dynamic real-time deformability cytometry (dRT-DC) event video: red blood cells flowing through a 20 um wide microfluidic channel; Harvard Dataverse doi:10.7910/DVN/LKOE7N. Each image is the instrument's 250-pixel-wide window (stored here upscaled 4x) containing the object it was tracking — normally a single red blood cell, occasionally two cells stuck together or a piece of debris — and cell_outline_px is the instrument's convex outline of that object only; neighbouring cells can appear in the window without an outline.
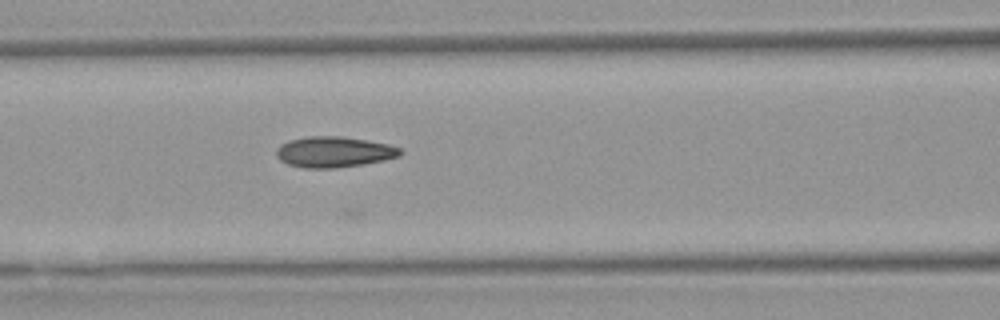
{"species": "Egyptian fruit bat (a non-hibernating species)", "species_latin": "Rousettus aegyptiacus", "temperature_condition": "warm", "stored_images_in_passage": 19, "camera_frame_rate_fps": 3000, "um_per_image_px": 0.085, "animal": {"sex": "female"}, "frame": {"image": 1, "passage_image": 12, "time_ms": 3.667, "image_size_px": [1000, 320], "cell_outline_px": [[404, 152], [400, 156], [384, 160], [364, 164], [336, 168], [304, 168], [288, 164], [280, 160], [276, 156], [276, 148], [280, 144], [288, 140], [308, 136], [340, 136], [388, 144], [400, 148]], "centroid_in_image_um": [28.37, 12.92], "position_along_channel_um": 138.2, "area_um2": 22.31}}
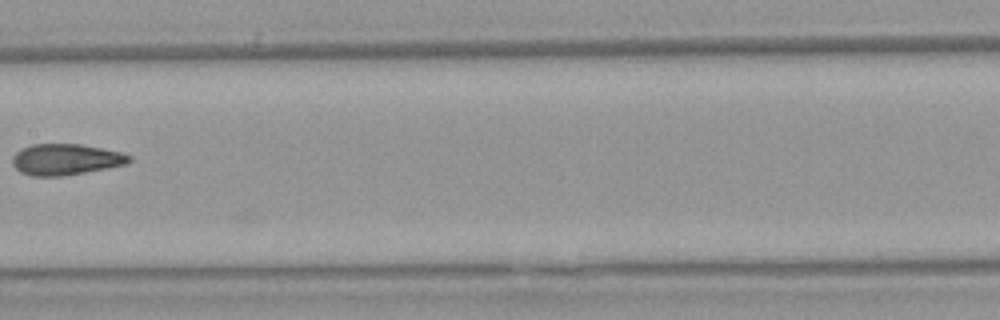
{"frame": {"image": 2, "passage_image": 17, "time_ms": 5.333, "image_size_px": [1000, 320], "cell_outline_px": [[132, 160], [124, 164], [108, 168], [60, 176], [32, 176], [20, 172], [12, 164], [12, 156], [20, 148], [32, 144], [80, 144], [124, 152], [132, 156]], "centroid_in_image_um": [5.58, 13.54], "position_along_channel_um": 201.8, "area_um2": 21.27}}